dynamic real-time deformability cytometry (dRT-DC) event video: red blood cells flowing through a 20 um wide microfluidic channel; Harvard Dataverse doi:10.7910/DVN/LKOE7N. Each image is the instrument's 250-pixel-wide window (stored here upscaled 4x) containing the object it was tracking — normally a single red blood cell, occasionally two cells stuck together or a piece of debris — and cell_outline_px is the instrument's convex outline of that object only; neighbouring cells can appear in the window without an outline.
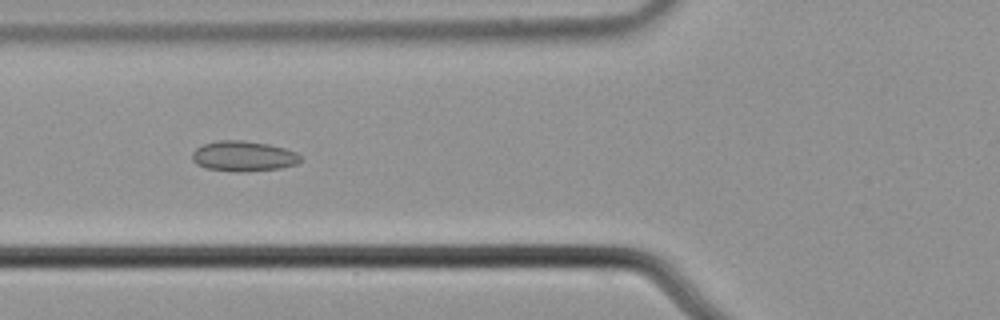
{"species": "common noctule bat (a hibernating species)", "species_latin": "Nyctalus noctula", "temperature_condition": "cold", "stored_images_in_passage": 9, "camera_frame_rate_fps": 3000, "um_per_image_px": 0.085, "animal": {"sex": "male", "body_mass_g": 21.5, "forearm_length_mm": 52.0}, "frame": {"image": 1, "passage_image": 4, "time_ms": 1.0, "image_size_px": [1000, 320], "cell_outline_px": [[304, 160], [296, 164], [280, 168], [240, 172], [236, 172], [204, 168], [196, 164], [192, 160], [192, 152], [196, 148], [204, 144], [216, 140], [244, 140], [268, 144], [284, 148], [296, 152]], "centroid_in_image_um": [20.68, 13.27], "position_along_channel_um": 105.1, "area_um2": 19.31}}
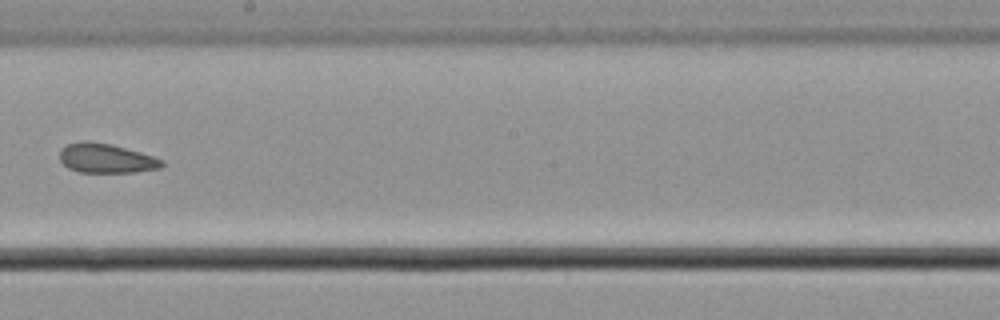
{"frame": {"image": 2, "passage_image": 7, "time_ms": 2.0, "image_size_px": [1000, 320], "cell_outline_px": [[164, 164], [160, 168], [136, 172], [80, 172], [68, 168], [60, 160], [60, 148], [68, 144], [84, 140], [88, 140], [112, 144], [140, 152], [164, 160]], "centroid_in_image_um": [9.01, 13.45], "position_along_channel_um": 239.2, "area_um2": 17.57}}
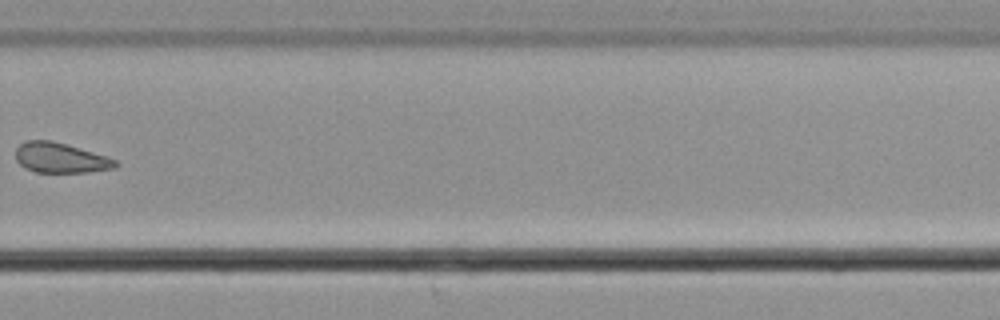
{"frame": {"image": 3, "passage_image": 9, "time_ms": 2.667, "image_size_px": [1000, 320], "cell_outline_px": [[120, 164], [116, 168], [88, 172], [36, 172], [24, 168], [16, 160], [16, 148], [20, 144], [28, 140], [52, 140], [92, 152], [116, 160]], "centroid_in_image_um": [5.13, 13.42], "position_along_channel_um": 324.7, "area_um2": 17.4}}